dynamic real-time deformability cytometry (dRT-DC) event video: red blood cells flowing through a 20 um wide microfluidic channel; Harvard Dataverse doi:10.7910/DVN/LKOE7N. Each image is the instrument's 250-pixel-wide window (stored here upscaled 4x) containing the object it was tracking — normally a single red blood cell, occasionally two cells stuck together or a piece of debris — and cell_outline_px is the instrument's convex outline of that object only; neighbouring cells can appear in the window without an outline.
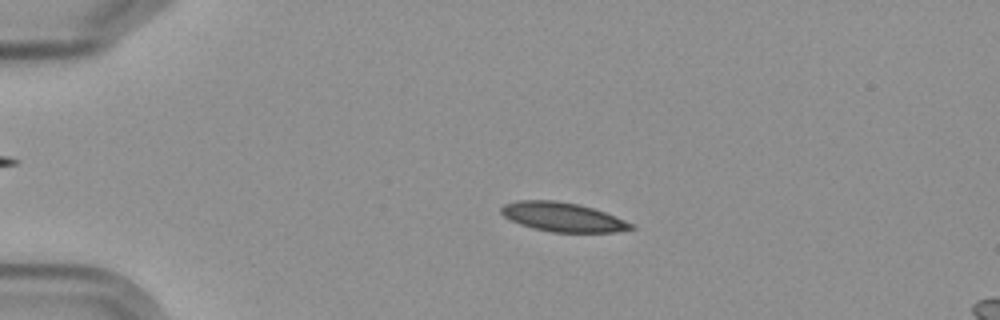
{"species": "Egyptian fruit bat (a non-hibernating species)", "species_latin": "Rousettus aegyptiacus", "temperature_condition": "cold", "stored_images_in_passage": 5, "camera_frame_rate_fps": 3000, "um_per_image_px": 0.085, "frame": {"image": 1, "passage_image": 3, "time_ms": 2.333, "image_size_px": [1000, 320], "cell_outline_px": [[636, 228], [616, 232], [552, 232], [532, 228], [520, 224], [504, 216], [500, 212], [500, 208], [504, 204], [516, 200], [556, 200], [580, 204], [616, 216], [636, 224]], "centroid_in_image_um": [47.86, 18.44], "position_along_channel_um": 37.1, "area_um2": 22.25}}
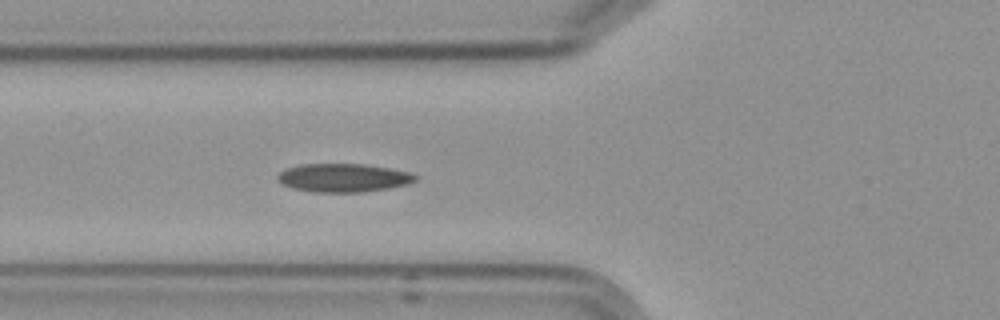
{"frame": {"image": 2, "passage_image": 5, "time_ms": 5.333, "image_size_px": [1000, 320], "cell_outline_px": [[416, 180], [408, 184], [388, 188], [360, 192], [316, 192], [292, 188], [276, 180], [276, 176], [284, 168], [300, 164], [364, 164], [388, 168], [408, 172], [416, 176]], "centroid_in_image_um": [29.13, 15.11], "position_along_channel_um": 96.7, "area_um2": 22.72}}